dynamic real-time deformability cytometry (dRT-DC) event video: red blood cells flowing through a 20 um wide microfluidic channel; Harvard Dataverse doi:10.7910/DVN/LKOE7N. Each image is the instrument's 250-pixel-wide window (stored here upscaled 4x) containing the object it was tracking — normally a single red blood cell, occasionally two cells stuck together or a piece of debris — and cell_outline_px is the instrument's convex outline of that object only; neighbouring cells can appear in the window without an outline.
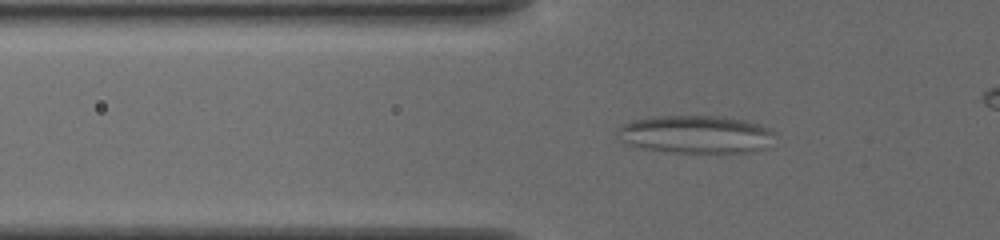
{"species": "common noctule bat (a hibernating species)", "species_latin": "Nyctalus noctula", "temperature_condition": "cold", "stored_images_in_passage": 50, "camera_frame_rate_fps": 3000, "um_per_image_px": 0.085, "animal": {"sex": "female", "body_mass_g": 19.5, "forearm_length_mm": 54.1}, "frame": {"image": 1, "passage_image": 20, "time_ms": 6.333, "image_size_px": [1000, 240], "cell_outline_px": [[772, 132], [764, 148], [756, 152], [672, 152], [644, 148], [628, 144], [620, 140], [616, 136], [616, 132], [624, 124], [632, 120], [660, 116], [716, 116], [744, 120], [760, 124]], "centroid_in_image_um": [59.07, 11.42], "position_along_channel_um": 66.7, "area_um2": 34.1}}
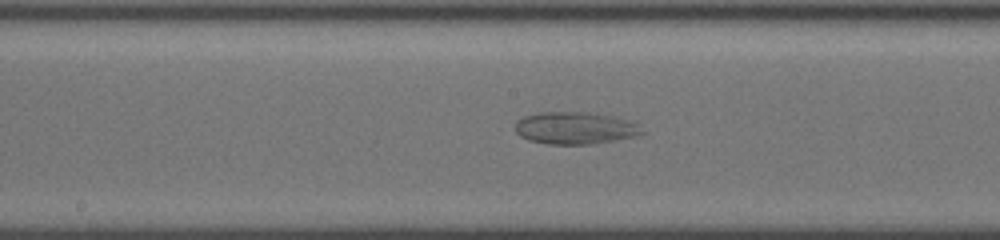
{"frame": {"image": 2, "passage_image": 31, "time_ms": 10.0, "image_size_px": [1000, 240], "cell_outline_px": [[644, 132], [632, 136], [612, 140], [588, 144], [548, 144], [528, 140], [520, 136], [516, 132], [516, 120], [524, 116], [540, 112], [584, 112], [608, 116], [624, 120], [636, 124]], "centroid_in_image_um": [48.77, 10.88], "position_along_channel_um": 199.4, "area_um2": 23.18}}
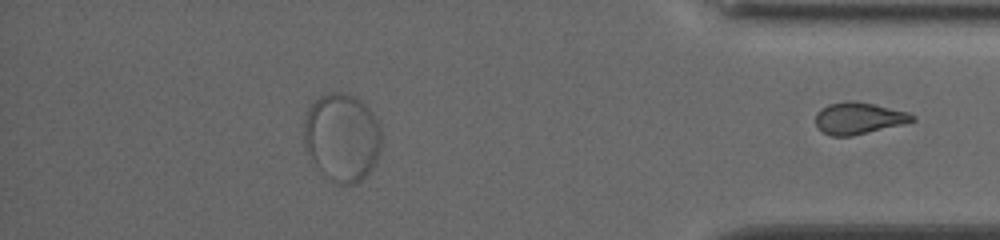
{"frame": {"image": 3, "passage_image": 50, "time_ms": 16.333, "image_size_px": [1000, 240], "cell_outline_px": [[916, 120], [852, 136], [832, 136], [824, 132], [816, 124], [816, 112], [820, 108], [828, 104], [844, 100], [852, 100], [872, 104], [908, 112], [916, 116]], "centroid_in_image_um": [72.95, 10.03], "position_along_channel_um": 362.2, "area_um2": 17.69}}